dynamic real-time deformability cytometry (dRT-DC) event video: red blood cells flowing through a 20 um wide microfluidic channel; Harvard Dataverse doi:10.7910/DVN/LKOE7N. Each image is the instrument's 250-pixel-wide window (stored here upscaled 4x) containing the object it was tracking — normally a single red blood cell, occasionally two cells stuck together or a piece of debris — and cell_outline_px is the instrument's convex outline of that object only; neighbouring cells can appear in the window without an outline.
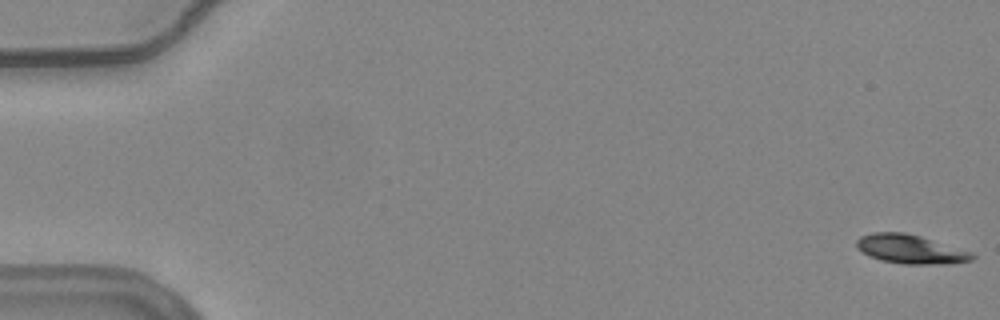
{"species": "common noctule bat (a hibernating species)", "species_latin": "Nyctalus noctula", "temperature_condition": "warm", "stored_images_in_passage": 56, "camera_frame_rate_fps": 3000, "um_per_image_px": 0.085, "animal": {"sex": "female", "body_mass_g": 24.6, "forearm_length_mm": 56.2}, "frame": {"image": 1, "passage_image": 1, "time_ms": 0.0, "image_size_px": [1000, 320], "cell_outline_px": [[976, 256], [972, 260], [948, 264], [904, 264], [880, 260], [868, 256], [856, 248], [856, 240], [860, 236], [872, 232], [904, 232], [920, 236], [972, 252]], "centroid_in_image_um": [77.35, 21.18], "position_along_channel_um": 7.6, "area_um2": 19.59}}
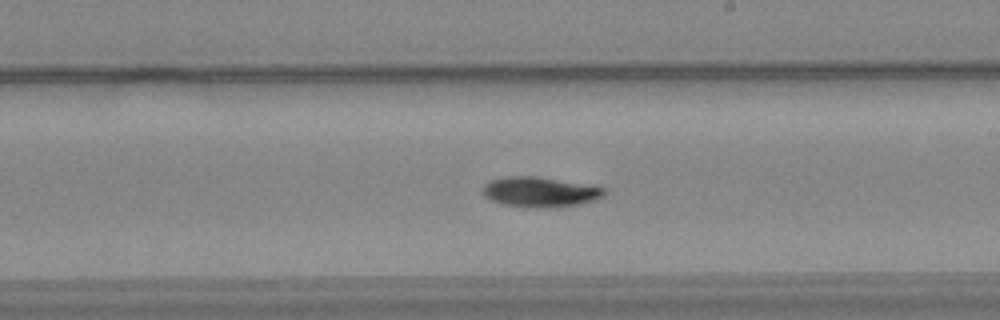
{"frame": {"image": 2, "passage_image": 33, "time_ms": 10.667, "image_size_px": [1000, 320], "cell_outline_px": [[608, 192], [604, 196], [596, 200], [580, 204], [556, 208], [536, 208], [504, 204], [492, 200], [484, 196], [484, 184], [488, 180], [504, 176], [536, 176], [592, 184], [608, 188]], "centroid_in_image_um": [46.0, 16.3], "position_along_channel_um": 243.0, "area_um2": 21.91}}
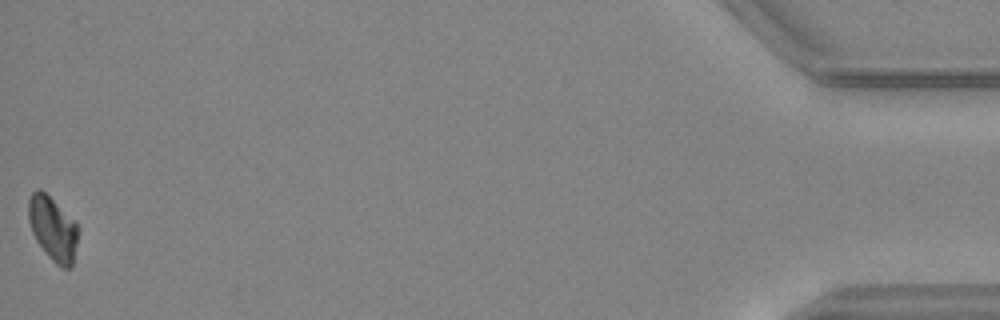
{"frame": {"image": 3, "passage_image": 56, "time_ms": 18.333, "image_size_px": [1000, 320], "cell_outline_px": [[80, 228], [72, 268], [64, 268], [56, 264], [44, 252], [36, 240], [32, 232], [28, 220], [28, 200], [32, 192], [36, 188], [40, 188], [76, 220]], "centroid_in_image_um": [4.52, 19.42], "position_along_channel_um": 430.7, "area_um2": 19.02}, "authors_computed_cell_mechanics": {"area_um2": 19.941, "velocity_mm_per_s": 3.7169, "shape_relaxation_time_tau1_ms": 4.0073, "shape_relaxation_time_tau2_ms": null, "deformation_change_tau1": 0.1234, "deformation_change_tau2": null}}